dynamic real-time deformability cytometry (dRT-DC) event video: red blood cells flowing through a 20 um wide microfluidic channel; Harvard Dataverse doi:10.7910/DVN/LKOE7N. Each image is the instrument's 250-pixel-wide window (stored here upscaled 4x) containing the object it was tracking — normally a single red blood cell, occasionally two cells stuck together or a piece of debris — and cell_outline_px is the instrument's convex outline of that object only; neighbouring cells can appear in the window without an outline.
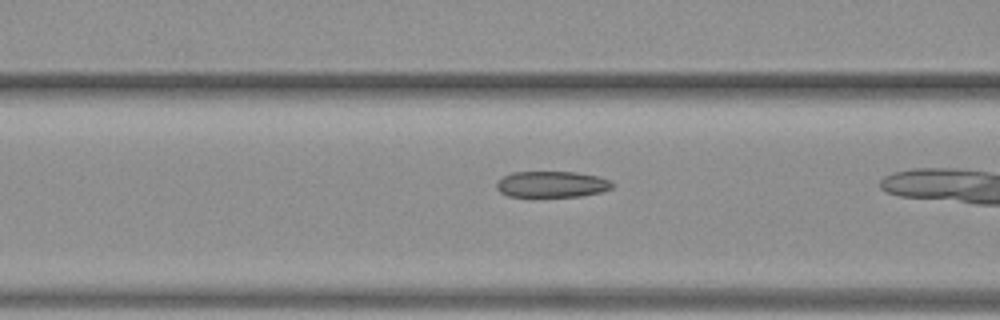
{"species": "common noctule bat (a hibernating species)", "species_latin": "Nyctalus noctula", "temperature_condition": "warm", "stored_images_in_passage": 13, "camera_frame_rate_fps": 3000, "um_per_image_px": 0.085, "animal": {"sex": "female", "body_mass_g": 19.3, "forearm_length_mm": 54.1}, "frame": {"image": 1, "passage_image": 8, "time_ms": 2.333, "image_size_px": [1000, 320], "cell_outline_px": [[616, 184], [612, 188], [600, 192], [580, 196], [508, 196], [500, 192], [496, 188], [496, 184], [504, 176], [512, 172], [576, 172], [600, 176], [612, 180]], "centroid_in_image_um": [46.96, 15.65], "position_along_channel_um": 119.6, "area_um2": 17.69}}
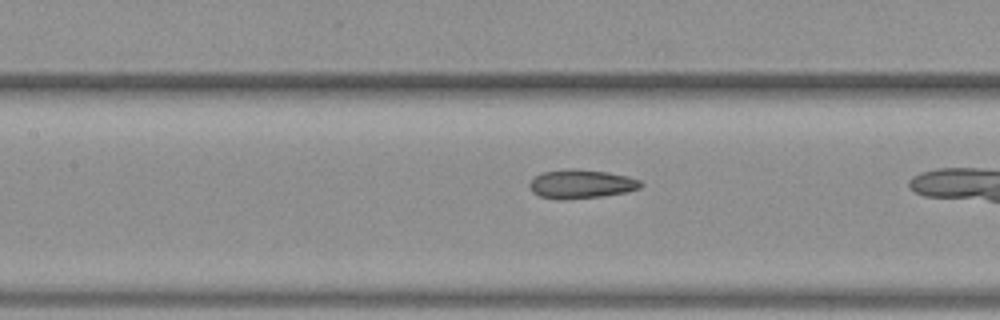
{"frame": {"image": 2, "passage_image": 11, "time_ms": 3.333, "image_size_px": [1000, 320], "cell_outline_px": [[644, 184], [640, 188], [624, 192], [600, 196], [564, 200], [560, 200], [540, 196], [532, 192], [528, 184], [536, 176], [544, 172], [572, 168], [608, 172], [628, 176], [640, 180]], "centroid_in_image_um": [49.4, 15.64], "position_along_channel_um": 158.0, "area_um2": 18.61}}